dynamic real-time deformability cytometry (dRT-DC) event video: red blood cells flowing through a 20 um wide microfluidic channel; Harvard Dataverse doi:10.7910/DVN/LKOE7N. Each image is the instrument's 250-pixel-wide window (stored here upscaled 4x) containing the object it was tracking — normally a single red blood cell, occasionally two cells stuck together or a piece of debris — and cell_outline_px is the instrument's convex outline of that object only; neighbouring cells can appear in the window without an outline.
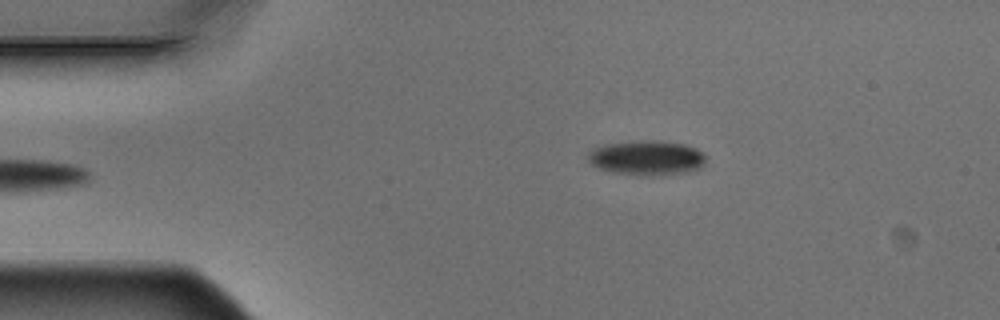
{"species": "Egyptian fruit bat (a non-hibernating species)", "species_latin": "Rousettus aegyptiacus", "temperature_condition": "warm", "stored_images_in_passage": 4, "camera_frame_rate_fps": 3000, "um_per_image_px": 0.085, "animal": {"sex": "male"}, "frame": {"image": 1, "passage_image": 4, "time_ms": 1.0, "image_size_px": [1000, 320], "cell_outline_px": [[704, 164], [700, 168], [688, 172], [616, 172], [600, 168], [592, 164], [588, 160], [588, 152], [604, 144], [640, 140], [656, 140], [684, 144], [696, 148], [704, 152]], "centroid_in_image_um": [54.99, 13.34], "position_along_channel_um": 30.0, "area_um2": 22.66}}